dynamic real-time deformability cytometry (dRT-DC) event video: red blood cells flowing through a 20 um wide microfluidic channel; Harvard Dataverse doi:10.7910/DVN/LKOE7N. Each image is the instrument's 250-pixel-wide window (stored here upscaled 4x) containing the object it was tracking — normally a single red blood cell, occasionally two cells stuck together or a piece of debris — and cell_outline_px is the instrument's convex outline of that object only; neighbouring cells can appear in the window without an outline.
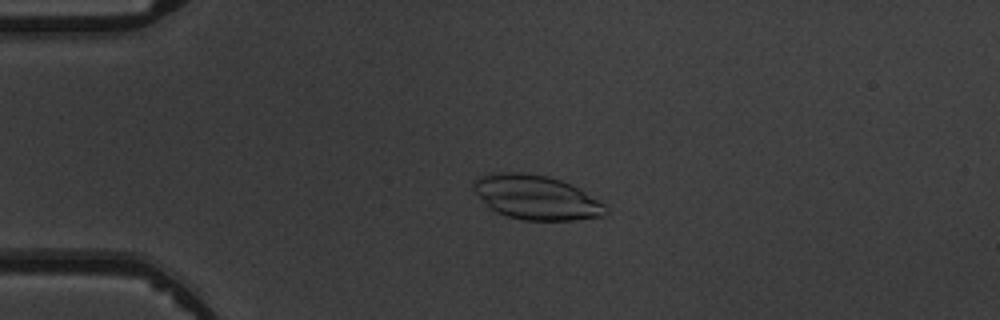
{"species": "common noctule bat (a hibernating species)", "species_latin": "Nyctalus noctula", "temperature_condition": "warm", "stored_images_in_passage": 3, "camera_frame_rate_fps": 3000, "um_per_image_px": 0.085, "animal": {"sex": "male", "body_mass_g": 19.5, "forearm_length_mm": 54.6}, "frame": {"image": 1, "passage_image": 2, "time_ms": 1.333, "image_size_px": [1000, 320], "cell_outline_px": [[608, 212], [604, 216], [572, 220], [520, 220], [496, 212], [472, 188], [472, 180], [480, 176], [496, 172], [528, 172], [548, 176], [572, 184], [604, 204], [608, 208]], "centroid_in_image_um": [45.59, 16.77], "position_along_channel_um": 39.4, "area_um2": 34.04}}